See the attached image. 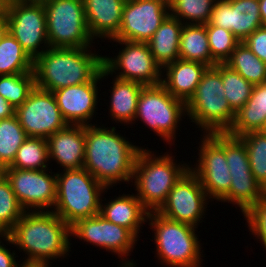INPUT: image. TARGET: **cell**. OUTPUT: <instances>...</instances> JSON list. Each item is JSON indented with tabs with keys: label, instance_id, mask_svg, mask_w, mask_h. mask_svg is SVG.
Wrapping results in <instances>:
<instances>
[{
	"label": "cell",
	"instance_id": "cell-21",
	"mask_svg": "<svg viewBox=\"0 0 266 267\" xmlns=\"http://www.w3.org/2000/svg\"><path fill=\"white\" fill-rule=\"evenodd\" d=\"M103 196L99 214L106 220L129 229L137 238H140L143 224H147L149 211L142 205L136 194L123 193L114 196L115 198L111 197L110 200Z\"/></svg>",
	"mask_w": 266,
	"mask_h": 267
},
{
	"label": "cell",
	"instance_id": "cell-33",
	"mask_svg": "<svg viewBox=\"0 0 266 267\" xmlns=\"http://www.w3.org/2000/svg\"><path fill=\"white\" fill-rule=\"evenodd\" d=\"M219 73L224 86L225 98L236 113L248 101L254 85L225 64H219Z\"/></svg>",
	"mask_w": 266,
	"mask_h": 267
},
{
	"label": "cell",
	"instance_id": "cell-2",
	"mask_svg": "<svg viewBox=\"0 0 266 267\" xmlns=\"http://www.w3.org/2000/svg\"><path fill=\"white\" fill-rule=\"evenodd\" d=\"M93 122L86 126L84 166L105 188L130 183L141 146L129 141L117 127ZM135 144V145H134Z\"/></svg>",
	"mask_w": 266,
	"mask_h": 267
},
{
	"label": "cell",
	"instance_id": "cell-49",
	"mask_svg": "<svg viewBox=\"0 0 266 267\" xmlns=\"http://www.w3.org/2000/svg\"><path fill=\"white\" fill-rule=\"evenodd\" d=\"M6 177V167L0 162V181Z\"/></svg>",
	"mask_w": 266,
	"mask_h": 267
},
{
	"label": "cell",
	"instance_id": "cell-37",
	"mask_svg": "<svg viewBox=\"0 0 266 267\" xmlns=\"http://www.w3.org/2000/svg\"><path fill=\"white\" fill-rule=\"evenodd\" d=\"M209 49L212 55V66L224 64L241 42L231 31L222 27L206 24Z\"/></svg>",
	"mask_w": 266,
	"mask_h": 267
},
{
	"label": "cell",
	"instance_id": "cell-17",
	"mask_svg": "<svg viewBox=\"0 0 266 267\" xmlns=\"http://www.w3.org/2000/svg\"><path fill=\"white\" fill-rule=\"evenodd\" d=\"M169 14L167 0H126L120 29L110 40L147 43Z\"/></svg>",
	"mask_w": 266,
	"mask_h": 267
},
{
	"label": "cell",
	"instance_id": "cell-39",
	"mask_svg": "<svg viewBox=\"0 0 266 267\" xmlns=\"http://www.w3.org/2000/svg\"><path fill=\"white\" fill-rule=\"evenodd\" d=\"M226 161L230 173L252 172L247 148L239 137L226 132Z\"/></svg>",
	"mask_w": 266,
	"mask_h": 267
},
{
	"label": "cell",
	"instance_id": "cell-22",
	"mask_svg": "<svg viewBox=\"0 0 266 267\" xmlns=\"http://www.w3.org/2000/svg\"><path fill=\"white\" fill-rule=\"evenodd\" d=\"M85 18L92 38L112 39L119 31L126 0H83Z\"/></svg>",
	"mask_w": 266,
	"mask_h": 267
},
{
	"label": "cell",
	"instance_id": "cell-38",
	"mask_svg": "<svg viewBox=\"0 0 266 267\" xmlns=\"http://www.w3.org/2000/svg\"><path fill=\"white\" fill-rule=\"evenodd\" d=\"M24 213L9 180L4 177L0 181V228L8 233Z\"/></svg>",
	"mask_w": 266,
	"mask_h": 267
},
{
	"label": "cell",
	"instance_id": "cell-20",
	"mask_svg": "<svg viewBox=\"0 0 266 267\" xmlns=\"http://www.w3.org/2000/svg\"><path fill=\"white\" fill-rule=\"evenodd\" d=\"M85 143L86 126L68 124L47 138L49 163L55 161L60 170L83 168Z\"/></svg>",
	"mask_w": 266,
	"mask_h": 267
},
{
	"label": "cell",
	"instance_id": "cell-29",
	"mask_svg": "<svg viewBox=\"0 0 266 267\" xmlns=\"http://www.w3.org/2000/svg\"><path fill=\"white\" fill-rule=\"evenodd\" d=\"M224 64L254 86L266 83V64L243 42L237 45Z\"/></svg>",
	"mask_w": 266,
	"mask_h": 267
},
{
	"label": "cell",
	"instance_id": "cell-9",
	"mask_svg": "<svg viewBox=\"0 0 266 267\" xmlns=\"http://www.w3.org/2000/svg\"><path fill=\"white\" fill-rule=\"evenodd\" d=\"M43 4L50 47L95 49L96 41L86 24L83 0H49Z\"/></svg>",
	"mask_w": 266,
	"mask_h": 267
},
{
	"label": "cell",
	"instance_id": "cell-6",
	"mask_svg": "<svg viewBox=\"0 0 266 267\" xmlns=\"http://www.w3.org/2000/svg\"><path fill=\"white\" fill-rule=\"evenodd\" d=\"M108 190L85 168L59 170L52 211L71 227L81 219L99 214L101 197Z\"/></svg>",
	"mask_w": 266,
	"mask_h": 267
},
{
	"label": "cell",
	"instance_id": "cell-36",
	"mask_svg": "<svg viewBox=\"0 0 266 267\" xmlns=\"http://www.w3.org/2000/svg\"><path fill=\"white\" fill-rule=\"evenodd\" d=\"M245 144L252 174L264 188L266 186V134L249 132L239 137Z\"/></svg>",
	"mask_w": 266,
	"mask_h": 267
},
{
	"label": "cell",
	"instance_id": "cell-8",
	"mask_svg": "<svg viewBox=\"0 0 266 267\" xmlns=\"http://www.w3.org/2000/svg\"><path fill=\"white\" fill-rule=\"evenodd\" d=\"M186 115V103L172 96L161 84L145 86L138 98L137 113L130 126L141 121L171 147L177 145L178 127Z\"/></svg>",
	"mask_w": 266,
	"mask_h": 267
},
{
	"label": "cell",
	"instance_id": "cell-25",
	"mask_svg": "<svg viewBox=\"0 0 266 267\" xmlns=\"http://www.w3.org/2000/svg\"><path fill=\"white\" fill-rule=\"evenodd\" d=\"M183 23L170 14L147 42L155 61L163 68L179 59Z\"/></svg>",
	"mask_w": 266,
	"mask_h": 267
},
{
	"label": "cell",
	"instance_id": "cell-31",
	"mask_svg": "<svg viewBox=\"0 0 266 267\" xmlns=\"http://www.w3.org/2000/svg\"><path fill=\"white\" fill-rule=\"evenodd\" d=\"M47 139L28 137L18 149L13 163L6 168L44 170L50 167Z\"/></svg>",
	"mask_w": 266,
	"mask_h": 267
},
{
	"label": "cell",
	"instance_id": "cell-7",
	"mask_svg": "<svg viewBox=\"0 0 266 267\" xmlns=\"http://www.w3.org/2000/svg\"><path fill=\"white\" fill-rule=\"evenodd\" d=\"M187 120L201 134L226 133L232 127L236 113L224 94L219 64L207 67L194 95L186 103Z\"/></svg>",
	"mask_w": 266,
	"mask_h": 267
},
{
	"label": "cell",
	"instance_id": "cell-41",
	"mask_svg": "<svg viewBox=\"0 0 266 267\" xmlns=\"http://www.w3.org/2000/svg\"><path fill=\"white\" fill-rule=\"evenodd\" d=\"M242 42L266 64V27L258 28Z\"/></svg>",
	"mask_w": 266,
	"mask_h": 267
},
{
	"label": "cell",
	"instance_id": "cell-48",
	"mask_svg": "<svg viewBox=\"0 0 266 267\" xmlns=\"http://www.w3.org/2000/svg\"><path fill=\"white\" fill-rule=\"evenodd\" d=\"M16 2H23V3H44L49 0H11Z\"/></svg>",
	"mask_w": 266,
	"mask_h": 267
},
{
	"label": "cell",
	"instance_id": "cell-28",
	"mask_svg": "<svg viewBox=\"0 0 266 267\" xmlns=\"http://www.w3.org/2000/svg\"><path fill=\"white\" fill-rule=\"evenodd\" d=\"M179 59L200 62L212 67V55L209 49L206 24H183Z\"/></svg>",
	"mask_w": 266,
	"mask_h": 267
},
{
	"label": "cell",
	"instance_id": "cell-10",
	"mask_svg": "<svg viewBox=\"0 0 266 267\" xmlns=\"http://www.w3.org/2000/svg\"><path fill=\"white\" fill-rule=\"evenodd\" d=\"M194 165L189 169L199 178L211 201H220L231 185V174L226 161V133L200 135ZM198 159V160H197ZM194 166V167H193Z\"/></svg>",
	"mask_w": 266,
	"mask_h": 267
},
{
	"label": "cell",
	"instance_id": "cell-1",
	"mask_svg": "<svg viewBox=\"0 0 266 267\" xmlns=\"http://www.w3.org/2000/svg\"><path fill=\"white\" fill-rule=\"evenodd\" d=\"M71 239V227L53 211H25L7 233L5 243L23 251V265L52 266L72 251Z\"/></svg>",
	"mask_w": 266,
	"mask_h": 267
},
{
	"label": "cell",
	"instance_id": "cell-40",
	"mask_svg": "<svg viewBox=\"0 0 266 267\" xmlns=\"http://www.w3.org/2000/svg\"><path fill=\"white\" fill-rule=\"evenodd\" d=\"M249 234L260 241L264 250H266V198H262L252 206L244 215Z\"/></svg>",
	"mask_w": 266,
	"mask_h": 267
},
{
	"label": "cell",
	"instance_id": "cell-44",
	"mask_svg": "<svg viewBox=\"0 0 266 267\" xmlns=\"http://www.w3.org/2000/svg\"><path fill=\"white\" fill-rule=\"evenodd\" d=\"M8 32V20L7 14L0 16V40L5 36Z\"/></svg>",
	"mask_w": 266,
	"mask_h": 267
},
{
	"label": "cell",
	"instance_id": "cell-15",
	"mask_svg": "<svg viewBox=\"0 0 266 267\" xmlns=\"http://www.w3.org/2000/svg\"><path fill=\"white\" fill-rule=\"evenodd\" d=\"M6 178L25 211H52L56 201V172L52 169L6 168Z\"/></svg>",
	"mask_w": 266,
	"mask_h": 267
},
{
	"label": "cell",
	"instance_id": "cell-19",
	"mask_svg": "<svg viewBox=\"0 0 266 267\" xmlns=\"http://www.w3.org/2000/svg\"><path fill=\"white\" fill-rule=\"evenodd\" d=\"M209 23L231 31L242 42L263 26L259 0H216Z\"/></svg>",
	"mask_w": 266,
	"mask_h": 267
},
{
	"label": "cell",
	"instance_id": "cell-35",
	"mask_svg": "<svg viewBox=\"0 0 266 267\" xmlns=\"http://www.w3.org/2000/svg\"><path fill=\"white\" fill-rule=\"evenodd\" d=\"M35 88L34 72L0 75V95L15 109L21 106Z\"/></svg>",
	"mask_w": 266,
	"mask_h": 267
},
{
	"label": "cell",
	"instance_id": "cell-23",
	"mask_svg": "<svg viewBox=\"0 0 266 267\" xmlns=\"http://www.w3.org/2000/svg\"><path fill=\"white\" fill-rule=\"evenodd\" d=\"M112 77V82L108 91H110L109 104L108 108V117H111V120L114 124H123L124 126H129L134 122L136 113H137V105L138 98L142 89L145 85L129 80H123L115 77L114 75H110L104 68L101 70L102 81L108 77ZM107 77V78H106ZM116 123H115V122ZM129 125V126H128Z\"/></svg>",
	"mask_w": 266,
	"mask_h": 267
},
{
	"label": "cell",
	"instance_id": "cell-27",
	"mask_svg": "<svg viewBox=\"0 0 266 267\" xmlns=\"http://www.w3.org/2000/svg\"><path fill=\"white\" fill-rule=\"evenodd\" d=\"M231 174L229 192L219 201L236 205L244 215L252 206L260 201L263 196V188L256 181L252 172H239ZM238 207V208H237Z\"/></svg>",
	"mask_w": 266,
	"mask_h": 267
},
{
	"label": "cell",
	"instance_id": "cell-42",
	"mask_svg": "<svg viewBox=\"0 0 266 267\" xmlns=\"http://www.w3.org/2000/svg\"><path fill=\"white\" fill-rule=\"evenodd\" d=\"M3 241L4 242H2L0 244V267H22L23 264L20 261V259H19V261H18V259H16V257L17 258L19 257L16 254L17 251H15V250L12 251V250H10V248L8 249L7 248L8 246H6L4 244L5 239Z\"/></svg>",
	"mask_w": 266,
	"mask_h": 267
},
{
	"label": "cell",
	"instance_id": "cell-5",
	"mask_svg": "<svg viewBox=\"0 0 266 267\" xmlns=\"http://www.w3.org/2000/svg\"><path fill=\"white\" fill-rule=\"evenodd\" d=\"M147 223L154 232L152 240L159 260L167 267H203L205 255L196 227L165 218L156 211L147 216Z\"/></svg>",
	"mask_w": 266,
	"mask_h": 267
},
{
	"label": "cell",
	"instance_id": "cell-43",
	"mask_svg": "<svg viewBox=\"0 0 266 267\" xmlns=\"http://www.w3.org/2000/svg\"><path fill=\"white\" fill-rule=\"evenodd\" d=\"M15 115V108L0 95V120Z\"/></svg>",
	"mask_w": 266,
	"mask_h": 267
},
{
	"label": "cell",
	"instance_id": "cell-53",
	"mask_svg": "<svg viewBox=\"0 0 266 267\" xmlns=\"http://www.w3.org/2000/svg\"><path fill=\"white\" fill-rule=\"evenodd\" d=\"M22 267H35V266H32V265H22Z\"/></svg>",
	"mask_w": 266,
	"mask_h": 267
},
{
	"label": "cell",
	"instance_id": "cell-24",
	"mask_svg": "<svg viewBox=\"0 0 266 267\" xmlns=\"http://www.w3.org/2000/svg\"><path fill=\"white\" fill-rule=\"evenodd\" d=\"M207 67L200 62L177 59L162 68L161 85L172 96L187 103L194 95Z\"/></svg>",
	"mask_w": 266,
	"mask_h": 267
},
{
	"label": "cell",
	"instance_id": "cell-51",
	"mask_svg": "<svg viewBox=\"0 0 266 267\" xmlns=\"http://www.w3.org/2000/svg\"><path fill=\"white\" fill-rule=\"evenodd\" d=\"M261 132L266 134V122H265L264 127L262 128Z\"/></svg>",
	"mask_w": 266,
	"mask_h": 267
},
{
	"label": "cell",
	"instance_id": "cell-52",
	"mask_svg": "<svg viewBox=\"0 0 266 267\" xmlns=\"http://www.w3.org/2000/svg\"><path fill=\"white\" fill-rule=\"evenodd\" d=\"M263 196L266 198V186L263 188Z\"/></svg>",
	"mask_w": 266,
	"mask_h": 267
},
{
	"label": "cell",
	"instance_id": "cell-16",
	"mask_svg": "<svg viewBox=\"0 0 266 267\" xmlns=\"http://www.w3.org/2000/svg\"><path fill=\"white\" fill-rule=\"evenodd\" d=\"M15 115L28 137L47 139L68 125L53 92L36 86L28 95L27 100L15 109Z\"/></svg>",
	"mask_w": 266,
	"mask_h": 267
},
{
	"label": "cell",
	"instance_id": "cell-34",
	"mask_svg": "<svg viewBox=\"0 0 266 267\" xmlns=\"http://www.w3.org/2000/svg\"><path fill=\"white\" fill-rule=\"evenodd\" d=\"M216 0H170L172 17L183 24H207Z\"/></svg>",
	"mask_w": 266,
	"mask_h": 267
},
{
	"label": "cell",
	"instance_id": "cell-26",
	"mask_svg": "<svg viewBox=\"0 0 266 267\" xmlns=\"http://www.w3.org/2000/svg\"><path fill=\"white\" fill-rule=\"evenodd\" d=\"M266 122V83L255 85L246 104L236 112L235 120L227 132L240 137L249 132L261 131Z\"/></svg>",
	"mask_w": 266,
	"mask_h": 267
},
{
	"label": "cell",
	"instance_id": "cell-47",
	"mask_svg": "<svg viewBox=\"0 0 266 267\" xmlns=\"http://www.w3.org/2000/svg\"><path fill=\"white\" fill-rule=\"evenodd\" d=\"M9 0H0V16L7 14Z\"/></svg>",
	"mask_w": 266,
	"mask_h": 267
},
{
	"label": "cell",
	"instance_id": "cell-4",
	"mask_svg": "<svg viewBox=\"0 0 266 267\" xmlns=\"http://www.w3.org/2000/svg\"><path fill=\"white\" fill-rule=\"evenodd\" d=\"M155 152L148 147L139 151L130 185L133 184L137 198L149 212L162 206L170 190L190 167V162H178L172 151L162 155Z\"/></svg>",
	"mask_w": 266,
	"mask_h": 267
},
{
	"label": "cell",
	"instance_id": "cell-54",
	"mask_svg": "<svg viewBox=\"0 0 266 267\" xmlns=\"http://www.w3.org/2000/svg\"><path fill=\"white\" fill-rule=\"evenodd\" d=\"M35 267H51V266H35Z\"/></svg>",
	"mask_w": 266,
	"mask_h": 267
},
{
	"label": "cell",
	"instance_id": "cell-30",
	"mask_svg": "<svg viewBox=\"0 0 266 267\" xmlns=\"http://www.w3.org/2000/svg\"><path fill=\"white\" fill-rule=\"evenodd\" d=\"M33 62L21 44L7 32L0 40V75L33 72Z\"/></svg>",
	"mask_w": 266,
	"mask_h": 267
},
{
	"label": "cell",
	"instance_id": "cell-13",
	"mask_svg": "<svg viewBox=\"0 0 266 267\" xmlns=\"http://www.w3.org/2000/svg\"><path fill=\"white\" fill-rule=\"evenodd\" d=\"M7 20L8 32L21 44L33 61L50 47L43 3L9 0Z\"/></svg>",
	"mask_w": 266,
	"mask_h": 267
},
{
	"label": "cell",
	"instance_id": "cell-3",
	"mask_svg": "<svg viewBox=\"0 0 266 267\" xmlns=\"http://www.w3.org/2000/svg\"><path fill=\"white\" fill-rule=\"evenodd\" d=\"M96 50L49 47L33 62L35 86L53 92L92 81L103 68V55Z\"/></svg>",
	"mask_w": 266,
	"mask_h": 267
},
{
	"label": "cell",
	"instance_id": "cell-18",
	"mask_svg": "<svg viewBox=\"0 0 266 267\" xmlns=\"http://www.w3.org/2000/svg\"><path fill=\"white\" fill-rule=\"evenodd\" d=\"M101 81L100 72L90 82L53 91L61 114L69 125H92L93 118L98 115V103L102 100L98 94L100 86H103L99 85Z\"/></svg>",
	"mask_w": 266,
	"mask_h": 267
},
{
	"label": "cell",
	"instance_id": "cell-46",
	"mask_svg": "<svg viewBox=\"0 0 266 267\" xmlns=\"http://www.w3.org/2000/svg\"><path fill=\"white\" fill-rule=\"evenodd\" d=\"M120 263L118 267H137V263L134 260H118Z\"/></svg>",
	"mask_w": 266,
	"mask_h": 267
},
{
	"label": "cell",
	"instance_id": "cell-14",
	"mask_svg": "<svg viewBox=\"0 0 266 267\" xmlns=\"http://www.w3.org/2000/svg\"><path fill=\"white\" fill-rule=\"evenodd\" d=\"M75 236V237H74ZM83 240L106 252H111L120 260L129 259L137 245V238L129 229L106 220L100 214L77 221L71 226V238Z\"/></svg>",
	"mask_w": 266,
	"mask_h": 267
},
{
	"label": "cell",
	"instance_id": "cell-12",
	"mask_svg": "<svg viewBox=\"0 0 266 267\" xmlns=\"http://www.w3.org/2000/svg\"><path fill=\"white\" fill-rule=\"evenodd\" d=\"M212 202L199 178L188 169L170 190L166 201L156 211L167 219L198 228ZM204 216V217H203Z\"/></svg>",
	"mask_w": 266,
	"mask_h": 267
},
{
	"label": "cell",
	"instance_id": "cell-11",
	"mask_svg": "<svg viewBox=\"0 0 266 267\" xmlns=\"http://www.w3.org/2000/svg\"><path fill=\"white\" fill-rule=\"evenodd\" d=\"M113 41V42H112ZM118 43L119 52L114 57L103 55V68L115 77L135 81L145 86H157L162 82V67L155 61L147 43L125 40H109Z\"/></svg>",
	"mask_w": 266,
	"mask_h": 267
},
{
	"label": "cell",
	"instance_id": "cell-32",
	"mask_svg": "<svg viewBox=\"0 0 266 267\" xmlns=\"http://www.w3.org/2000/svg\"><path fill=\"white\" fill-rule=\"evenodd\" d=\"M28 138L16 115L0 120V162L9 167Z\"/></svg>",
	"mask_w": 266,
	"mask_h": 267
},
{
	"label": "cell",
	"instance_id": "cell-50",
	"mask_svg": "<svg viewBox=\"0 0 266 267\" xmlns=\"http://www.w3.org/2000/svg\"><path fill=\"white\" fill-rule=\"evenodd\" d=\"M7 238V233L2 229L0 228V244L3 242L2 239H6Z\"/></svg>",
	"mask_w": 266,
	"mask_h": 267
},
{
	"label": "cell",
	"instance_id": "cell-45",
	"mask_svg": "<svg viewBox=\"0 0 266 267\" xmlns=\"http://www.w3.org/2000/svg\"><path fill=\"white\" fill-rule=\"evenodd\" d=\"M259 10L262 25L266 27V0H259Z\"/></svg>",
	"mask_w": 266,
	"mask_h": 267
}]
</instances>
